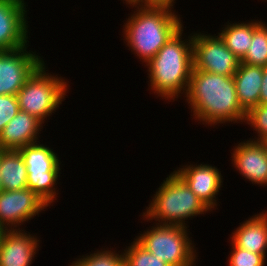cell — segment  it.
Returning <instances> with one entry per match:
<instances>
[{
    "label": "cell",
    "mask_w": 267,
    "mask_h": 266,
    "mask_svg": "<svg viewBox=\"0 0 267 266\" xmlns=\"http://www.w3.org/2000/svg\"><path fill=\"white\" fill-rule=\"evenodd\" d=\"M245 124L257 134L251 140L267 143V104H258L246 113Z\"/></svg>",
    "instance_id": "obj_23"
},
{
    "label": "cell",
    "mask_w": 267,
    "mask_h": 266,
    "mask_svg": "<svg viewBox=\"0 0 267 266\" xmlns=\"http://www.w3.org/2000/svg\"><path fill=\"white\" fill-rule=\"evenodd\" d=\"M232 165L245 180L254 185L267 186V143L244 140L233 146Z\"/></svg>",
    "instance_id": "obj_13"
},
{
    "label": "cell",
    "mask_w": 267,
    "mask_h": 266,
    "mask_svg": "<svg viewBox=\"0 0 267 266\" xmlns=\"http://www.w3.org/2000/svg\"><path fill=\"white\" fill-rule=\"evenodd\" d=\"M223 26L218 35L225 42L226 47L241 60L252 43L254 19L248 22L240 21V23L227 21Z\"/></svg>",
    "instance_id": "obj_19"
},
{
    "label": "cell",
    "mask_w": 267,
    "mask_h": 266,
    "mask_svg": "<svg viewBox=\"0 0 267 266\" xmlns=\"http://www.w3.org/2000/svg\"><path fill=\"white\" fill-rule=\"evenodd\" d=\"M43 124L37 117L19 110L0 133V150H18L38 142Z\"/></svg>",
    "instance_id": "obj_15"
},
{
    "label": "cell",
    "mask_w": 267,
    "mask_h": 266,
    "mask_svg": "<svg viewBox=\"0 0 267 266\" xmlns=\"http://www.w3.org/2000/svg\"><path fill=\"white\" fill-rule=\"evenodd\" d=\"M174 172L210 211L218 209L217 195L223 187V176L217 167L203 162L182 165Z\"/></svg>",
    "instance_id": "obj_12"
},
{
    "label": "cell",
    "mask_w": 267,
    "mask_h": 266,
    "mask_svg": "<svg viewBox=\"0 0 267 266\" xmlns=\"http://www.w3.org/2000/svg\"><path fill=\"white\" fill-rule=\"evenodd\" d=\"M0 177L5 191L27 188V168L18 150H0Z\"/></svg>",
    "instance_id": "obj_18"
},
{
    "label": "cell",
    "mask_w": 267,
    "mask_h": 266,
    "mask_svg": "<svg viewBox=\"0 0 267 266\" xmlns=\"http://www.w3.org/2000/svg\"><path fill=\"white\" fill-rule=\"evenodd\" d=\"M121 1H123V3H126V2H131L132 0H121Z\"/></svg>",
    "instance_id": "obj_30"
},
{
    "label": "cell",
    "mask_w": 267,
    "mask_h": 266,
    "mask_svg": "<svg viewBox=\"0 0 267 266\" xmlns=\"http://www.w3.org/2000/svg\"><path fill=\"white\" fill-rule=\"evenodd\" d=\"M3 190L2 183H1V177H0V192Z\"/></svg>",
    "instance_id": "obj_29"
},
{
    "label": "cell",
    "mask_w": 267,
    "mask_h": 266,
    "mask_svg": "<svg viewBox=\"0 0 267 266\" xmlns=\"http://www.w3.org/2000/svg\"><path fill=\"white\" fill-rule=\"evenodd\" d=\"M18 112L19 105L16 95H0V133Z\"/></svg>",
    "instance_id": "obj_25"
},
{
    "label": "cell",
    "mask_w": 267,
    "mask_h": 266,
    "mask_svg": "<svg viewBox=\"0 0 267 266\" xmlns=\"http://www.w3.org/2000/svg\"><path fill=\"white\" fill-rule=\"evenodd\" d=\"M231 252L228 255V266H264L266 257L262 254L252 253L250 251L237 247L232 241L230 243Z\"/></svg>",
    "instance_id": "obj_24"
},
{
    "label": "cell",
    "mask_w": 267,
    "mask_h": 266,
    "mask_svg": "<svg viewBox=\"0 0 267 266\" xmlns=\"http://www.w3.org/2000/svg\"><path fill=\"white\" fill-rule=\"evenodd\" d=\"M240 106L248 112L259 104L263 66L241 63L233 75Z\"/></svg>",
    "instance_id": "obj_17"
},
{
    "label": "cell",
    "mask_w": 267,
    "mask_h": 266,
    "mask_svg": "<svg viewBox=\"0 0 267 266\" xmlns=\"http://www.w3.org/2000/svg\"><path fill=\"white\" fill-rule=\"evenodd\" d=\"M100 248L93 253H87L79 258H75L76 260L71 263L69 266H124V253L117 252V250H113L107 247L106 249ZM120 253V254H119Z\"/></svg>",
    "instance_id": "obj_21"
},
{
    "label": "cell",
    "mask_w": 267,
    "mask_h": 266,
    "mask_svg": "<svg viewBox=\"0 0 267 266\" xmlns=\"http://www.w3.org/2000/svg\"><path fill=\"white\" fill-rule=\"evenodd\" d=\"M197 32H193L194 69L233 76L238 69L240 59L226 47L219 35Z\"/></svg>",
    "instance_id": "obj_8"
},
{
    "label": "cell",
    "mask_w": 267,
    "mask_h": 266,
    "mask_svg": "<svg viewBox=\"0 0 267 266\" xmlns=\"http://www.w3.org/2000/svg\"><path fill=\"white\" fill-rule=\"evenodd\" d=\"M5 232L6 230L0 225V244H1V240Z\"/></svg>",
    "instance_id": "obj_28"
},
{
    "label": "cell",
    "mask_w": 267,
    "mask_h": 266,
    "mask_svg": "<svg viewBox=\"0 0 267 266\" xmlns=\"http://www.w3.org/2000/svg\"><path fill=\"white\" fill-rule=\"evenodd\" d=\"M259 104H267V65L263 66V79L260 89Z\"/></svg>",
    "instance_id": "obj_27"
},
{
    "label": "cell",
    "mask_w": 267,
    "mask_h": 266,
    "mask_svg": "<svg viewBox=\"0 0 267 266\" xmlns=\"http://www.w3.org/2000/svg\"><path fill=\"white\" fill-rule=\"evenodd\" d=\"M23 229L6 230L0 244V266H31L38 248H41L40 239L36 233L31 234Z\"/></svg>",
    "instance_id": "obj_14"
},
{
    "label": "cell",
    "mask_w": 267,
    "mask_h": 266,
    "mask_svg": "<svg viewBox=\"0 0 267 266\" xmlns=\"http://www.w3.org/2000/svg\"><path fill=\"white\" fill-rule=\"evenodd\" d=\"M184 98L191 108L192 120L205 126L245 123L247 112L240 106L233 76L193 68Z\"/></svg>",
    "instance_id": "obj_1"
},
{
    "label": "cell",
    "mask_w": 267,
    "mask_h": 266,
    "mask_svg": "<svg viewBox=\"0 0 267 266\" xmlns=\"http://www.w3.org/2000/svg\"><path fill=\"white\" fill-rule=\"evenodd\" d=\"M127 5L136 11L126 18L122 31L124 39L121 40L145 66L184 25L180 15L170 6L126 2Z\"/></svg>",
    "instance_id": "obj_2"
},
{
    "label": "cell",
    "mask_w": 267,
    "mask_h": 266,
    "mask_svg": "<svg viewBox=\"0 0 267 266\" xmlns=\"http://www.w3.org/2000/svg\"><path fill=\"white\" fill-rule=\"evenodd\" d=\"M176 0H132L131 2L139 5L170 6L174 8Z\"/></svg>",
    "instance_id": "obj_26"
},
{
    "label": "cell",
    "mask_w": 267,
    "mask_h": 266,
    "mask_svg": "<svg viewBox=\"0 0 267 266\" xmlns=\"http://www.w3.org/2000/svg\"><path fill=\"white\" fill-rule=\"evenodd\" d=\"M187 228L155 223L146 231L142 233L140 231V235L135 239L153 256L162 259L170 266H196L199 259L198 252L192 237L189 236L191 232Z\"/></svg>",
    "instance_id": "obj_6"
},
{
    "label": "cell",
    "mask_w": 267,
    "mask_h": 266,
    "mask_svg": "<svg viewBox=\"0 0 267 266\" xmlns=\"http://www.w3.org/2000/svg\"><path fill=\"white\" fill-rule=\"evenodd\" d=\"M153 195L141 216L147 222L189 227L187 220L211 212L174 171Z\"/></svg>",
    "instance_id": "obj_4"
},
{
    "label": "cell",
    "mask_w": 267,
    "mask_h": 266,
    "mask_svg": "<svg viewBox=\"0 0 267 266\" xmlns=\"http://www.w3.org/2000/svg\"><path fill=\"white\" fill-rule=\"evenodd\" d=\"M49 207L29 188L0 192V225L5 230H21L24 223ZM21 227V228H20Z\"/></svg>",
    "instance_id": "obj_10"
},
{
    "label": "cell",
    "mask_w": 267,
    "mask_h": 266,
    "mask_svg": "<svg viewBox=\"0 0 267 266\" xmlns=\"http://www.w3.org/2000/svg\"><path fill=\"white\" fill-rule=\"evenodd\" d=\"M29 46L28 44L16 50L0 51V95H16L44 62L39 53L27 50Z\"/></svg>",
    "instance_id": "obj_9"
},
{
    "label": "cell",
    "mask_w": 267,
    "mask_h": 266,
    "mask_svg": "<svg viewBox=\"0 0 267 266\" xmlns=\"http://www.w3.org/2000/svg\"><path fill=\"white\" fill-rule=\"evenodd\" d=\"M241 63L256 66L267 65V24L262 20H254L252 43Z\"/></svg>",
    "instance_id": "obj_20"
},
{
    "label": "cell",
    "mask_w": 267,
    "mask_h": 266,
    "mask_svg": "<svg viewBox=\"0 0 267 266\" xmlns=\"http://www.w3.org/2000/svg\"><path fill=\"white\" fill-rule=\"evenodd\" d=\"M27 168V188L32 190L48 206H53L59 193L57 190L62 165L59 155L48 145L36 143L18 149ZM56 185V186H55ZM56 200V201H55Z\"/></svg>",
    "instance_id": "obj_7"
},
{
    "label": "cell",
    "mask_w": 267,
    "mask_h": 266,
    "mask_svg": "<svg viewBox=\"0 0 267 266\" xmlns=\"http://www.w3.org/2000/svg\"><path fill=\"white\" fill-rule=\"evenodd\" d=\"M240 225L230 234L237 247L266 257L267 253V211L254 214L239 223Z\"/></svg>",
    "instance_id": "obj_16"
},
{
    "label": "cell",
    "mask_w": 267,
    "mask_h": 266,
    "mask_svg": "<svg viewBox=\"0 0 267 266\" xmlns=\"http://www.w3.org/2000/svg\"><path fill=\"white\" fill-rule=\"evenodd\" d=\"M46 64L43 62L16 94L19 110L37 117L43 123L59 109L70 86L67 79L57 76L59 74L49 73Z\"/></svg>",
    "instance_id": "obj_5"
},
{
    "label": "cell",
    "mask_w": 267,
    "mask_h": 266,
    "mask_svg": "<svg viewBox=\"0 0 267 266\" xmlns=\"http://www.w3.org/2000/svg\"><path fill=\"white\" fill-rule=\"evenodd\" d=\"M26 4L25 0H0V51L16 50L28 45L31 36Z\"/></svg>",
    "instance_id": "obj_11"
},
{
    "label": "cell",
    "mask_w": 267,
    "mask_h": 266,
    "mask_svg": "<svg viewBox=\"0 0 267 266\" xmlns=\"http://www.w3.org/2000/svg\"><path fill=\"white\" fill-rule=\"evenodd\" d=\"M183 32L184 26L145 65L149 89L169 102L185 97L194 68L193 32L186 39Z\"/></svg>",
    "instance_id": "obj_3"
},
{
    "label": "cell",
    "mask_w": 267,
    "mask_h": 266,
    "mask_svg": "<svg viewBox=\"0 0 267 266\" xmlns=\"http://www.w3.org/2000/svg\"><path fill=\"white\" fill-rule=\"evenodd\" d=\"M124 266H170L162 259L155 257L135 238L129 246L123 249Z\"/></svg>",
    "instance_id": "obj_22"
}]
</instances>
